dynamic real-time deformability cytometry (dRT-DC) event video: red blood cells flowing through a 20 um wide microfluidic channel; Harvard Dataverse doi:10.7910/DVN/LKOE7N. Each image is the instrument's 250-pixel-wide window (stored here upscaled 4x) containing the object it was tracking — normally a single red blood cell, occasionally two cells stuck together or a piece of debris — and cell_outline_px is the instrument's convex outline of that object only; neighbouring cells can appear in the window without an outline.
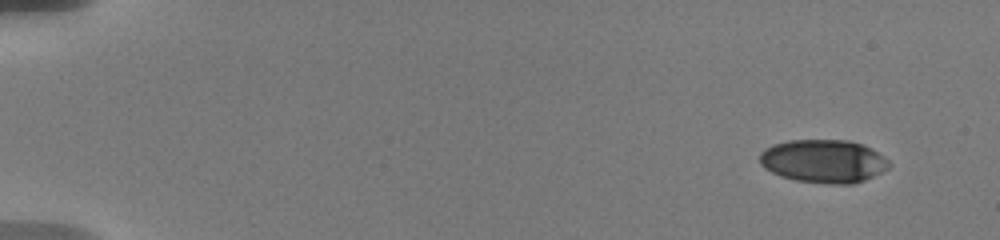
{"species": "human", "species_latin": "Homo sapiens", "temperature_condition": "warm", "stored_images_in_passage": 16, "camera_frame_rate_fps": 3000, "um_per_image_px": 0.085, "donor": {"sex": "male"}, "frame": {"image": 1, "passage_image": 1, "time_ms": 0.0, "image_size_px": [1000, 240], "cell_outline_px": [[892, 164], [888, 168], [864, 180], [852, 184], [824, 184], [796, 180], [780, 176], [764, 168], [760, 164], [760, 152], [764, 148], [772, 144], [788, 140], [848, 140], [864, 144], [872, 148], [884, 156]], "centroid_in_image_um": [69.99, 13.69], "position_along_channel_um": 15.0, "area_um2": 32.89}}
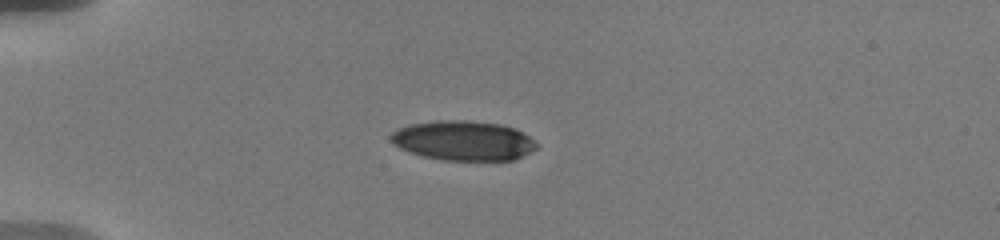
{"frame": {"image": 2, "passage_image": 10, "time_ms": 4.0, "image_size_px": [1000, 240], "cell_outline_px": [[536, 148], [532, 152], [516, 160], [444, 160], [424, 156], [408, 152], [392, 144], [388, 140], [388, 136], [396, 128], [408, 124], [436, 120], [468, 120], [500, 124], [516, 128], [524, 132], [536, 144]], "centroid_in_image_um": [39.34, 11.94], "position_along_channel_um": 45.7, "area_um2": 34.22}}
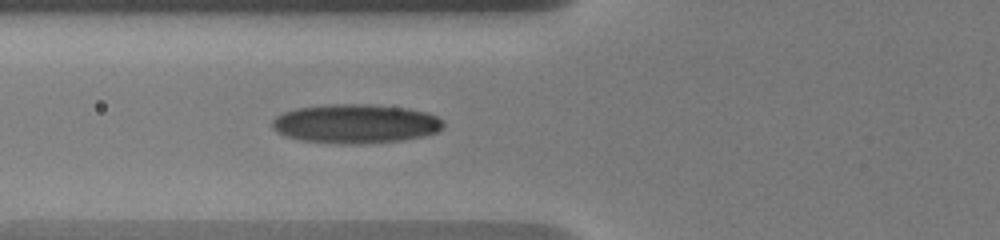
{"frame": {"image": 3, "passage_image": 16, "time_ms": 6.333, "image_size_px": [1000, 240], "cell_outline_px": [[444, 124], [436, 132], [424, 136], [400, 140], [360, 144], [344, 144], [300, 140], [276, 132], [272, 128], [272, 120], [276, 116], [284, 112], [296, 108], [324, 104], [372, 104], [408, 108], [428, 112], [444, 120]], "centroid_in_image_um": [30.22, 10.5], "position_along_channel_um": 95.6, "area_um2": 39.19}}